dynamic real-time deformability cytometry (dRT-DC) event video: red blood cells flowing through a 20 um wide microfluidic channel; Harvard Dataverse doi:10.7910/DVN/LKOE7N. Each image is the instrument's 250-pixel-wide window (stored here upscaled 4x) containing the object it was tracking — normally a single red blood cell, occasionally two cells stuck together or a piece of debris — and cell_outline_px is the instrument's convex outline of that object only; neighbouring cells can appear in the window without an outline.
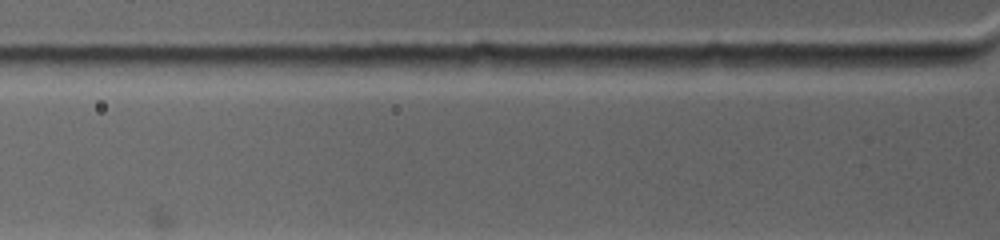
{"species": "common noctule bat (a hibernating species)", "species_latin": "Nyctalus noctula", "temperature_condition": "warm", "stored_images_in_passage": 3, "camera_frame_rate_fps": 4500, "um_per_image_px": 0.085, "animal": {"sex": "female", "body_mass_g": 19.0, "forearm_length_mm": 53.3}, "frame": {"image": 1, "passage_image": 3, "time_ms": 0.444, "image_size_px": [1000, 240], "cell_outline_px": [[956, 64], [908, 72], [788, 64], [784, 60], [784, 56], [848, 56]], "centroid_in_image_um": [73.34, 5.37], "position_along_channel_um": 52.5, "area_um2": 11.62}}